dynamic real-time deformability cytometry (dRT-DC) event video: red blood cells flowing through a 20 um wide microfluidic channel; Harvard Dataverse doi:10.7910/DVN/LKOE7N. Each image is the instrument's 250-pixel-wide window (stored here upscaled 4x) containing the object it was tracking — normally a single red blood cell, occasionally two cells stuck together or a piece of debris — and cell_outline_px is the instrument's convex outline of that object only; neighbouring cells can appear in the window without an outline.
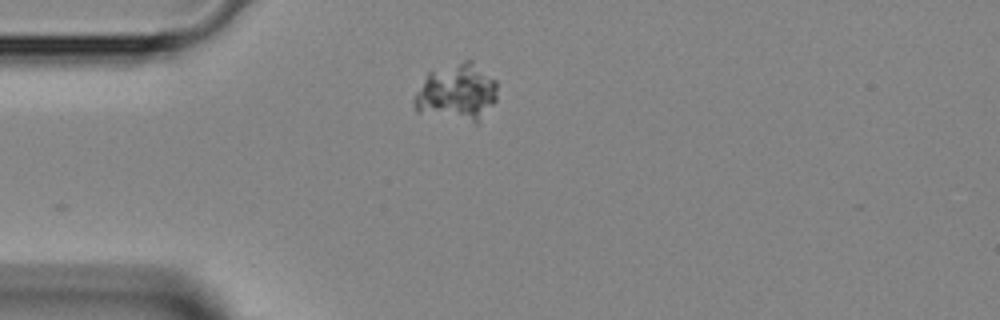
{"species": "Egyptian fruit bat (a non-hibernating species)", "species_latin": "Rousettus aegyptiacus", "temperature_condition": "room temperature", "stored_images_in_passage": 29, "camera_frame_rate_fps": 3000, "um_per_image_px": 0.085, "animal": {"sex": "female"}, "frame": {"image": 1, "passage_image": 1, "time_ms": 0.0, "image_size_px": [1000, 320], "cell_outline_px": [[496, 100], [476, 124], [416, 112], [412, 104], [412, 100], [416, 92], [428, 72], [464, 60], [472, 60], [496, 80]], "centroid_in_image_um": [38.81, 7.87], "position_along_channel_um": 46.2, "area_um2": 27.8}}
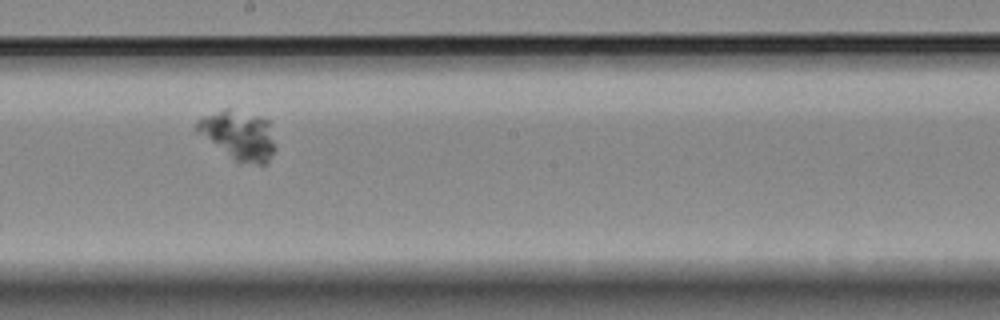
{"frame": {"image": 2, "passage_image": 15, "time_ms": 4.667, "image_size_px": [1000, 320], "cell_outline_px": [[276, 148], [268, 160], [264, 164], [240, 164], [196, 132], [196, 120], [200, 116], [224, 108], [228, 108], [260, 116], [268, 120]], "centroid_in_image_um": [20.26, 11.48], "position_along_channel_um": 227.9, "area_um2": 22.66}}
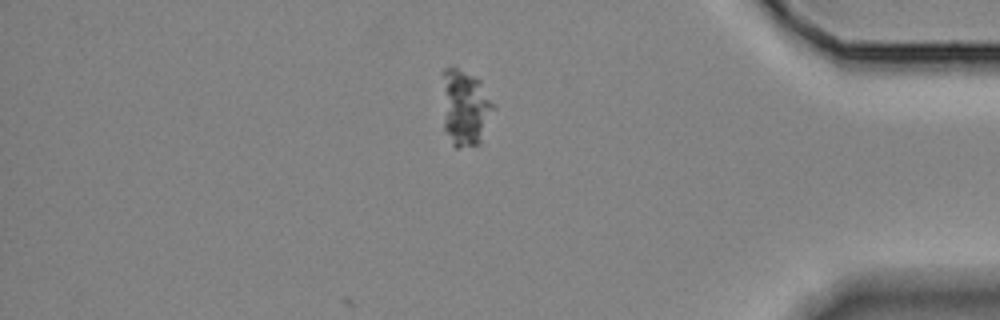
{"frame": {"image": 3, "passage_image": 29, "time_ms": 9.333, "image_size_px": [1000, 320], "cell_outline_px": [[496, 108], [480, 144], [460, 148], [456, 148], [452, 144], [444, 128], [440, 72], [444, 68], [456, 68], [480, 80]], "centroid_in_image_um": [39.51, 9.16], "position_along_channel_um": 395.7, "area_um2": 23.29}}